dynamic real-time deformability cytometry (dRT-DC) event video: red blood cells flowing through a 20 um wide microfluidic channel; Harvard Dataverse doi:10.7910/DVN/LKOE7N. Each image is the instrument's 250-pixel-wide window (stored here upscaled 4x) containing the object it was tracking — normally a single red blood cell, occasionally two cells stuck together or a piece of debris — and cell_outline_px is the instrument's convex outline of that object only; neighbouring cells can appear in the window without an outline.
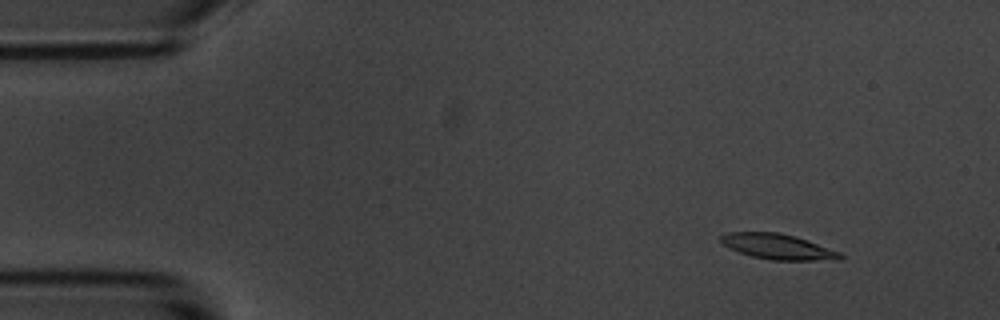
{"species": "common noctule bat (a hibernating species)", "species_latin": "Nyctalus noctula", "temperature_condition": "room temperature", "stored_images_in_passage": 4, "camera_frame_rate_fps": 3000, "um_per_image_px": 0.085, "animal": {"sex": "male", "body_mass_g": 20.1, "forearm_length_mm": 53.5}, "frame": {"image": 1, "passage_image": 2, "time_ms": 1.0, "image_size_px": [1000, 320], "cell_outline_px": [[844, 260], [772, 260], [752, 256], [740, 252], [720, 244], [720, 236], [728, 232], [780, 232], [796, 236], [808, 240], [840, 252], [844, 256]], "centroid_in_image_um": [66.14, 20.96], "position_along_channel_um": 18.9, "area_um2": 17.8}}
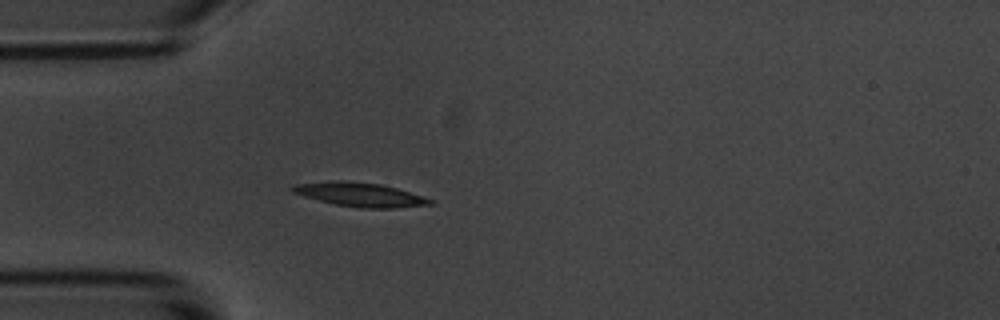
{"frame": {"image": 2, "passage_image": 4, "time_ms": 4.333, "image_size_px": [1000, 320], "cell_outline_px": [[436, 204], [396, 208], [360, 208], [336, 204], [304, 196], [292, 192], [288, 188], [292, 184], [332, 180], [344, 180], [380, 184], [396, 188], [436, 200]], "centroid_in_image_um": [30.61, 16.53], "position_along_channel_um": 54.4, "area_um2": 19.42}}